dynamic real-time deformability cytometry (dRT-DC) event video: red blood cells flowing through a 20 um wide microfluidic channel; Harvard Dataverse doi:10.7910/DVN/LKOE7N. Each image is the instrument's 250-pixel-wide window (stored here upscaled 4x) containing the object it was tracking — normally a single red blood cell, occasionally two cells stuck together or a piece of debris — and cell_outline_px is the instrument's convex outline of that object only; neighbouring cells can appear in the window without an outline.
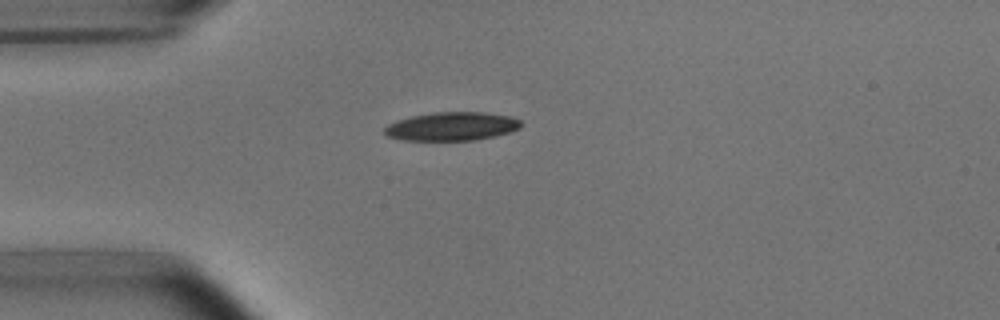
{"species": "common noctule bat (a hibernating species)", "species_latin": "Nyctalus noctula", "temperature_condition": "room temperature", "stored_images_in_passage": 2, "camera_frame_rate_fps": 3000, "um_per_image_px": 0.085, "animal": {"sex": "male", "body_mass_g": 15.6}, "frame": {"image": 1, "passage_image": 1, "time_ms": 0.0, "image_size_px": [1000, 320], "cell_outline_px": [[520, 128], [496, 136], [476, 140], [400, 140], [388, 136], [384, 132], [384, 128], [388, 124], [396, 120], [412, 116], [432, 112], [484, 112], [508, 116], [520, 120]], "centroid_in_image_um": [38.37, 10.74], "position_along_channel_um": 46.6, "area_um2": 22.66}}